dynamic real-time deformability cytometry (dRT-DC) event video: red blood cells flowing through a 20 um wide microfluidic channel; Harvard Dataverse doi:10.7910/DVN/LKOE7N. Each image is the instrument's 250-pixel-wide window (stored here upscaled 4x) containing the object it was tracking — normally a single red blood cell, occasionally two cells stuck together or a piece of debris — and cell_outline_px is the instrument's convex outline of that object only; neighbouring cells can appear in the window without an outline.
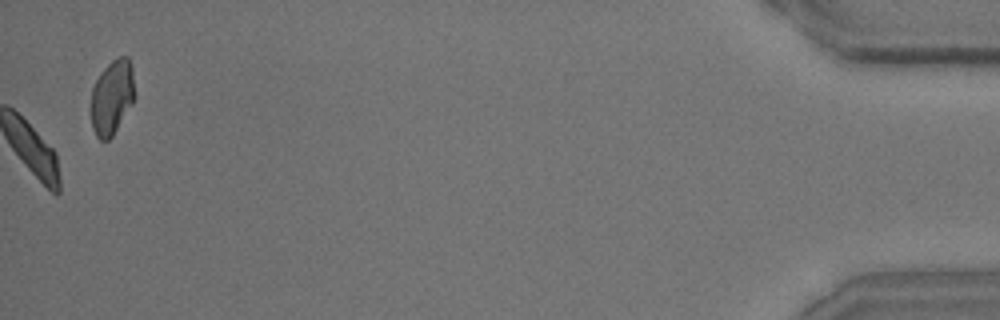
{"species": "common noctule bat (a hibernating species)", "species_latin": "Nyctalus noctula", "temperature_condition": "room temperature", "stored_images_in_passage": 49, "camera_frame_rate_fps": 3000, "um_per_image_px": 0.085, "animal": {"sex": "male", "body_mass_g": 15.6}, "frame": {"image": 1, "passage_image": 49, "time_ms": 16.0, "image_size_px": [1000, 320], "cell_outline_px": [[136, 96], [112, 136], [108, 140], [100, 140], [96, 136], [92, 128], [92, 88], [96, 80], [104, 68], [116, 56], [128, 56], [132, 68]], "centroid_in_image_um": [9.54, 8.23], "position_along_channel_um": 425.7, "area_um2": 18.9}, "authors_computed_cell_mechanics": {"area_um2": 19.1318, "velocity_mm_per_s": 4.0475, "shape_relaxation_time_tau1_ms": 4.4696, "shape_relaxation_time_tau2_ms": 3.3922, "deformation_change_tau1": 0.1303, "deformation_change_tau2": 0.0928}}